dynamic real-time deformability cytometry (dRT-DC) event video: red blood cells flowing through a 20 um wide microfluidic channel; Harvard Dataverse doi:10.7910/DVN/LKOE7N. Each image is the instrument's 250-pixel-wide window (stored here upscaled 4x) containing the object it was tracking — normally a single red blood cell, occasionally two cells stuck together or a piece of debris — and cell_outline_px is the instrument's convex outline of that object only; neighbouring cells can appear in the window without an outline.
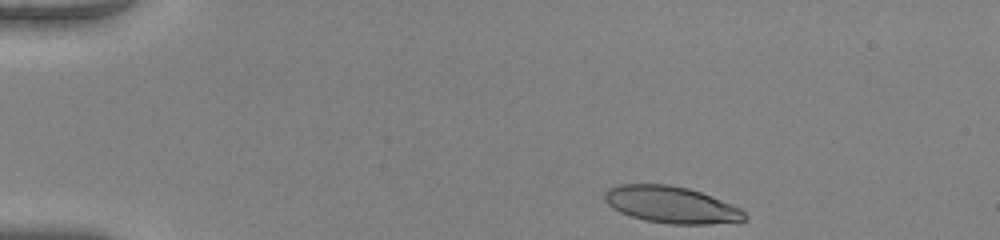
{"species": "human", "species_latin": "Homo sapiens", "temperature_condition": "warm", "stored_images_in_passage": 43, "camera_frame_rate_fps": 3000, "um_per_image_px": 0.085, "donor": {"sex": "female"}, "frame": {"image": 1, "passage_image": 1, "time_ms": 0.0, "image_size_px": [1000, 240], "cell_outline_px": [[748, 216], [740, 224], [668, 224], [644, 220], [620, 212], [612, 208], [604, 200], [604, 192], [608, 188], [620, 184], [668, 184], [688, 188], [700, 192], [732, 204], [740, 208]], "centroid_in_image_um": [57.1, 17.42], "position_along_channel_um": 27.9, "area_um2": 30.4}}
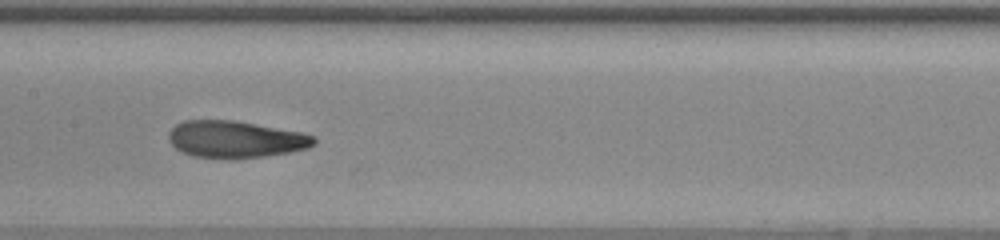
{"frame": {"image": 2, "passage_image": 19, "time_ms": 6.0, "image_size_px": [1000, 240], "cell_outline_px": [[316, 144], [308, 148], [288, 152], [264, 156], [192, 156], [176, 148], [168, 140], [168, 132], [176, 124], [184, 120], [232, 120], [300, 132], [312, 136], [316, 140]], "centroid_in_image_um": [19.99, 11.8], "position_along_channel_um": 187.4, "area_um2": 30.29}}
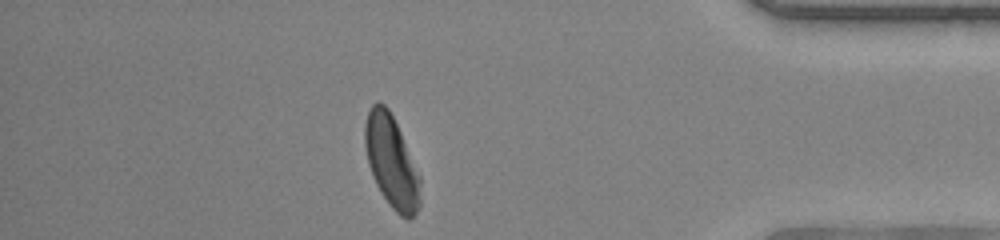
{"frame": {"image": 3, "passage_image": 37, "time_ms": 12.0, "image_size_px": [1000, 240], "cell_outline_px": [[420, 204], [416, 212], [408, 220], [400, 216], [392, 208], [380, 192], [372, 176], [368, 164], [364, 144], [364, 124], [368, 112], [372, 104], [376, 100], [384, 104], [388, 108], [400, 132], [420, 176]], "centroid_in_image_um": [33.25, 13.75], "position_along_channel_um": 401.9, "area_um2": 29.59}, "authors_computed_cell_mechanics": {"area_um2": 30.8074, "velocity_mm_per_s": 4.1002, "shape_relaxation_time_tau1_ms": 4.5193, "shape_relaxation_time_tau2_ms": 1.3882, "deformation_change_tau1": 0.2542, "deformation_change_tau2": 0.0787}}